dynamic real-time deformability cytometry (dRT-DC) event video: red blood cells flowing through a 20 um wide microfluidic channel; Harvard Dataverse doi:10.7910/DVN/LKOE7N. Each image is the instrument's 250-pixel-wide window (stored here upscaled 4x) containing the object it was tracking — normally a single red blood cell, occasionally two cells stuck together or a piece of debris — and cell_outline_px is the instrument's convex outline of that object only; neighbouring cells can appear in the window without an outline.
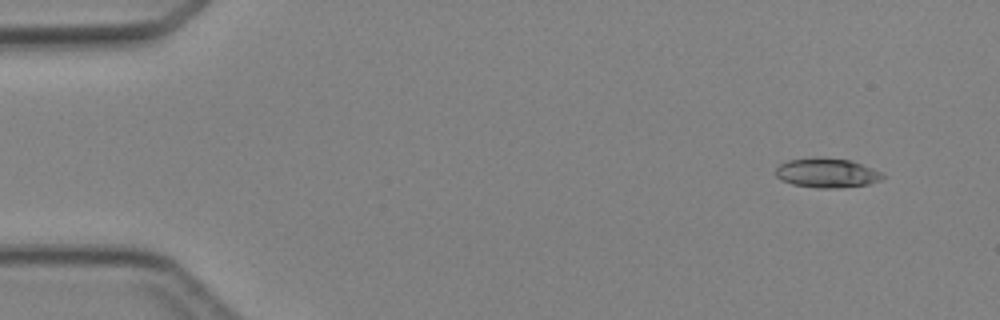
{"species": "Egyptian fruit bat (a non-hibernating species)", "species_latin": "Rousettus aegyptiacus", "temperature_condition": "cold", "stored_images_in_passage": 5, "camera_frame_rate_fps": 3000, "um_per_image_px": 0.085, "animal": {"sex": "female"}, "frame": {"image": 1, "passage_image": 1, "time_ms": 0.0, "image_size_px": [1000, 320], "cell_outline_px": [[884, 176], [880, 180], [868, 184], [836, 188], [816, 188], [792, 184], [780, 180], [776, 176], [776, 168], [780, 164], [788, 160], [816, 156], [820, 156], [852, 160], [872, 168], [880, 172]], "centroid_in_image_um": [70.25, 14.68], "position_along_channel_um": 14.8, "area_um2": 18.55}}
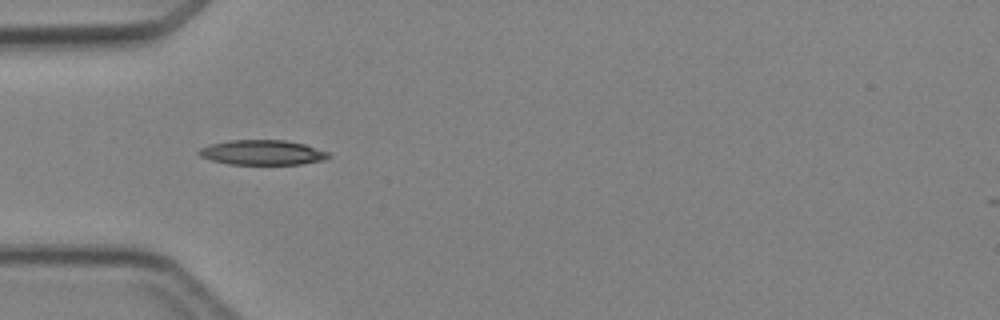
{"frame": {"image": 2, "passage_image": 4, "time_ms": 3.667, "image_size_px": [1000, 320], "cell_outline_px": [[332, 156], [324, 160], [300, 164], [228, 164], [212, 160], [200, 156], [196, 152], [200, 148], [212, 144], [228, 140], [284, 140], [304, 144], [328, 152]], "centroid_in_image_um": [22.3, 12.96], "position_along_channel_um": 62.7, "area_um2": 18.73}}
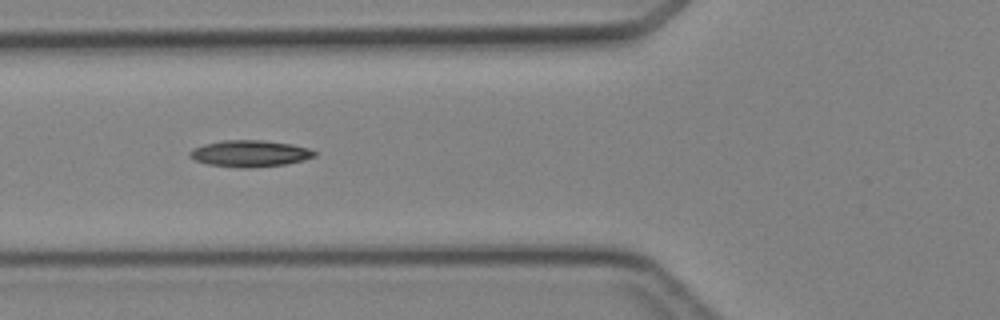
{"frame": {"image": 3, "passage_image": 5, "time_ms": 4.667, "image_size_px": [1000, 320], "cell_outline_px": [[316, 156], [304, 160], [284, 164], [248, 168], [240, 168], [208, 164], [196, 160], [188, 156], [188, 152], [192, 148], [204, 144], [220, 140], [264, 140], [292, 144], [308, 148], [316, 152]], "centroid_in_image_um": [21.21, 13.04], "position_along_channel_um": 104.6, "area_um2": 19.36}}